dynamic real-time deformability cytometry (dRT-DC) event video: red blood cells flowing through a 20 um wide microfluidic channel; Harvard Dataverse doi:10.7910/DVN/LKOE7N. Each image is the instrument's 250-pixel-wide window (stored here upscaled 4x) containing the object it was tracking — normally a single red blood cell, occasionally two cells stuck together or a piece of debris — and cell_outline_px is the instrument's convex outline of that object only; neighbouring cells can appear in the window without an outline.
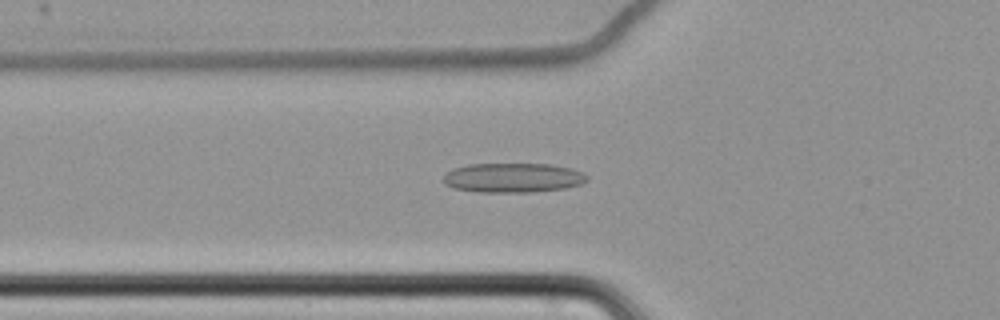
{"species": "common noctule bat (a hibernating species)", "species_latin": "Nyctalus noctula", "temperature_condition": "cold", "stored_images_in_passage": 63, "camera_frame_rate_fps": 3000, "um_per_image_px": 0.085, "animal": {"sex": "female", "body_mass_g": 22.7, "forearm_length_mm": 54.2}, "frame": {"image": 1, "passage_image": 25, "time_ms": 8.0, "image_size_px": [1000, 320], "cell_outline_px": [[588, 180], [580, 184], [564, 188], [532, 192], [476, 192], [452, 188], [444, 184], [444, 176], [452, 168], [468, 164], [552, 164], [572, 168], [584, 172], [588, 176]], "centroid_in_image_um": [43.6, 15.1], "position_along_channel_um": 82.2, "area_um2": 24.91}}
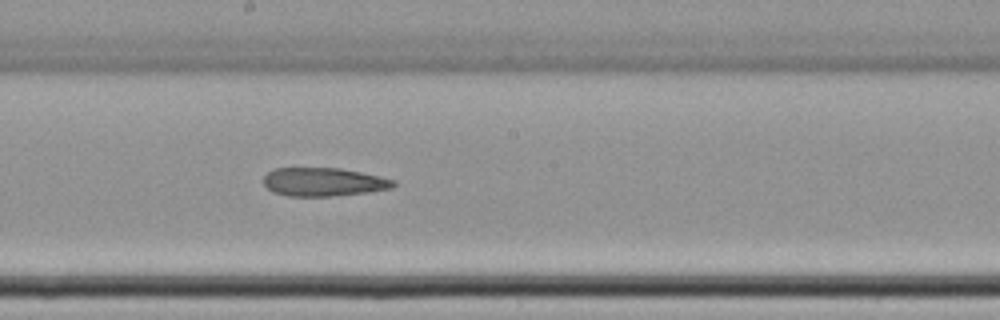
{"frame": {"image": 2, "passage_image": 37, "time_ms": 12.0, "image_size_px": [1000, 320], "cell_outline_px": [[396, 184], [392, 188], [368, 192], [332, 196], [288, 196], [272, 192], [264, 184], [264, 176], [268, 172], [276, 168], [340, 168], [380, 176], [396, 180]], "centroid_in_image_um": [27.51, 15.47], "position_along_channel_um": 220.7, "area_um2": 21.56}}
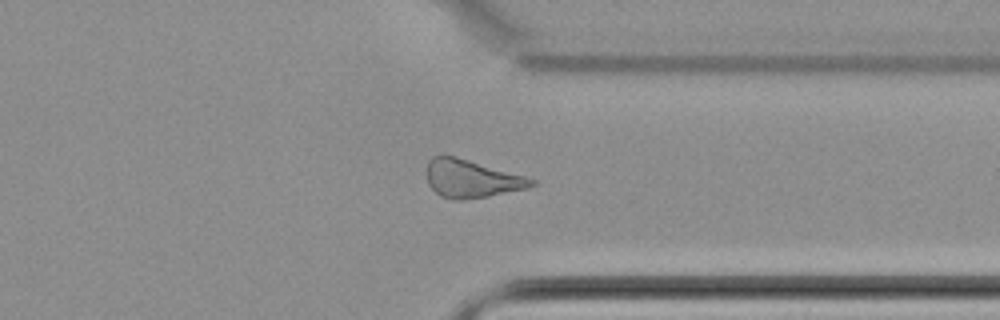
{"frame": {"image": 3, "passage_image": 50, "time_ms": 16.333, "image_size_px": [1000, 320], "cell_outline_px": [[536, 184], [528, 188], [488, 196], [460, 200], [452, 200], [440, 196], [428, 184], [428, 160], [432, 156], [444, 152], [524, 176], [536, 180]], "centroid_in_image_um": [40.04, 15.16], "position_along_channel_um": 371.4, "area_um2": 23.35}}